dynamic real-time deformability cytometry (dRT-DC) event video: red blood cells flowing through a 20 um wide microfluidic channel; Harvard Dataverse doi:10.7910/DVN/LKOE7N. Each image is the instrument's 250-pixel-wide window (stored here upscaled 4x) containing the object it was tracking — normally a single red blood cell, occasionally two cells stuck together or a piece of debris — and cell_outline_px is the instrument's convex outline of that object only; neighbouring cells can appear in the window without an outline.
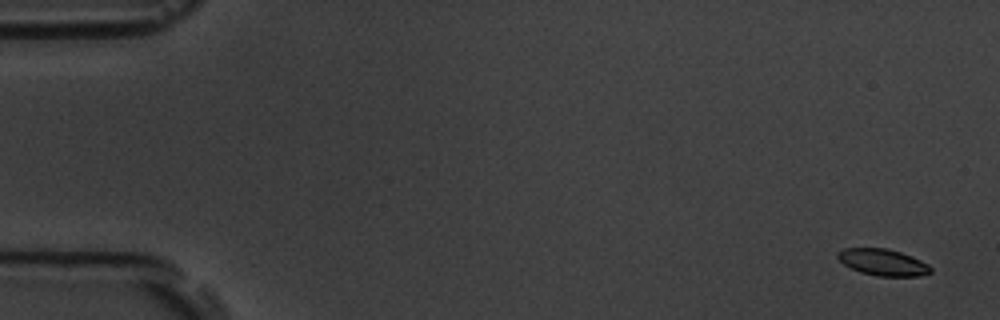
{"species": "common noctule bat (a hibernating species)", "species_latin": "Nyctalus noctula", "temperature_condition": "room temperature", "stored_images_in_passage": 8, "camera_frame_rate_fps": 3000, "um_per_image_px": 0.085, "animal": {"sex": "male", "body_mass_g": 19.5, "forearm_length_mm": 54.6}, "frame": {"image": 1, "passage_image": 1, "time_ms": 0.0, "image_size_px": [1000, 320], "cell_outline_px": [[932, 272], [920, 276], [876, 276], [860, 272], [844, 264], [836, 256], [836, 252], [844, 248], [888, 248], [912, 256], [928, 264], [932, 268]], "centroid_in_image_um": [75.05, 22.29], "position_along_channel_um": 9.9, "area_um2": 14.45}}
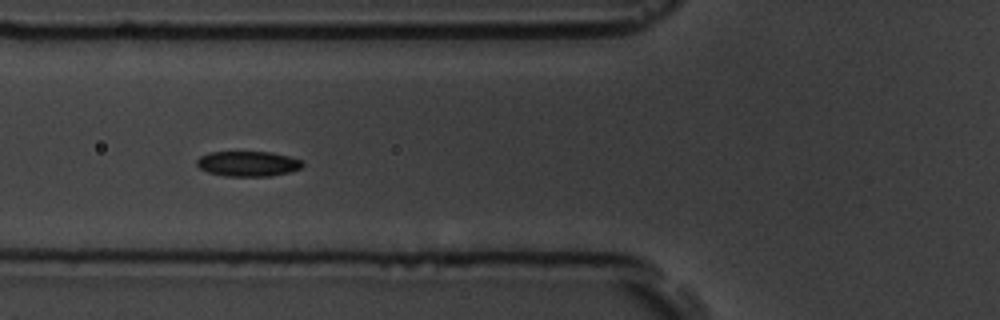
{"frame": {"image": 2, "passage_image": 7, "time_ms": 6.667, "image_size_px": [1000, 320], "cell_outline_px": [[304, 164], [300, 168], [288, 172], [272, 176], [224, 176], [208, 172], [200, 168], [196, 164], [196, 160], [200, 156], [208, 152], [272, 152], [304, 160]], "centroid_in_image_um": [21.08, 13.91], "position_along_channel_um": 104.7, "area_um2": 15.61}}
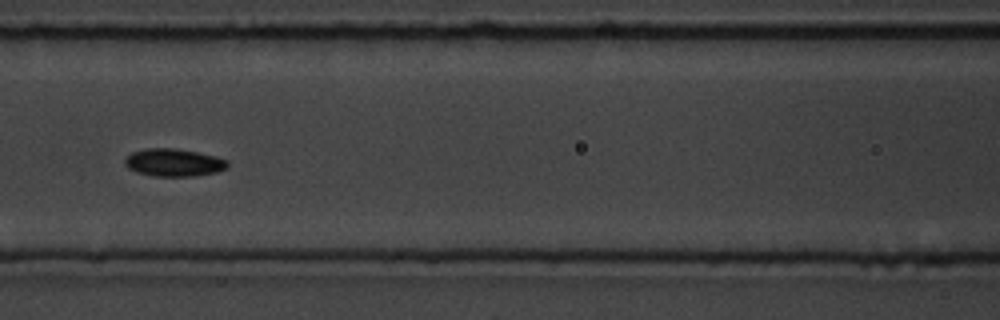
{"frame": {"image": 3, "passage_image": 8, "time_ms": 8.0, "image_size_px": [1000, 320], "cell_outline_px": [[228, 168], [216, 172], [196, 176], [152, 176], [136, 172], [128, 168], [124, 164], [124, 160], [132, 152], [148, 148], [176, 148], [196, 152], [228, 160]], "centroid_in_image_um": [14.75, 13.82], "position_along_channel_um": 151.8, "area_um2": 16.53}}